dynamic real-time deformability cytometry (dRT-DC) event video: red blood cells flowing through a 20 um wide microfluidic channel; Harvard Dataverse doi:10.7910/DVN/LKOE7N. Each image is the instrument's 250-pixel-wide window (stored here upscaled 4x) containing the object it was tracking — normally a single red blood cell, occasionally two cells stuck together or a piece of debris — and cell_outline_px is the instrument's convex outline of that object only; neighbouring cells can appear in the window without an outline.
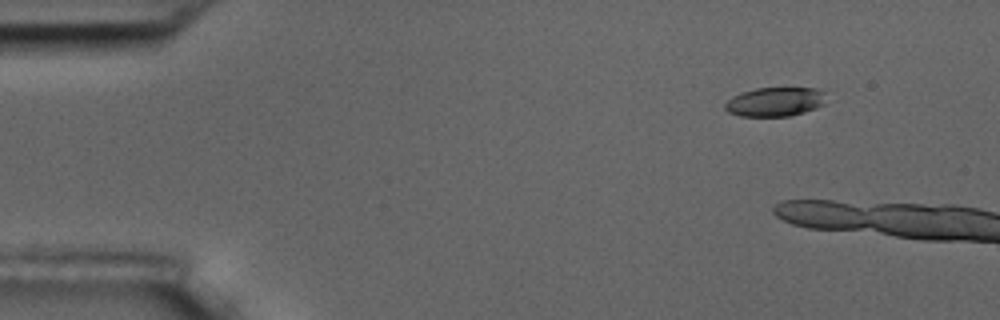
{"species": "common noctule bat (a hibernating species)", "species_latin": "Nyctalus noctula", "temperature_condition": "room temperature", "stored_images_in_passage": 3, "camera_frame_rate_fps": 3000, "um_per_image_px": 0.085, "animal": {"sex": "male", "body_mass_g": 17.5, "forearm_length_mm": 52.3}, "frame": {"image": 1, "passage_image": 2, "time_ms": 1.333, "image_size_px": [1000, 320], "cell_outline_px": [[824, 104], [816, 108], [804, 112], [788, 116], [740, 116], [728, 112], [724, 108], [724, 104], [732, 96], [740, 92], [756, 88], [816, 88], [824, 92]], "centroid_in_image_um": [65.84, 8.65], "position_along_channel_um": 19.2, "area_um2": 17.17}}